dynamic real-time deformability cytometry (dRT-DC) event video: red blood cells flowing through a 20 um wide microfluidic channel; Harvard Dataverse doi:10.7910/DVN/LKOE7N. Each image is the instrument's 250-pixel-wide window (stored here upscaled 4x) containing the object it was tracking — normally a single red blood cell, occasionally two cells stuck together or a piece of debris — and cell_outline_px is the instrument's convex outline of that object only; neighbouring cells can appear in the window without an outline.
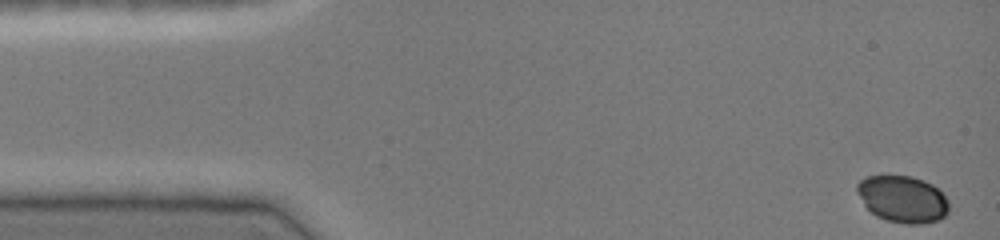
{"species": "common noctule bat (a hibernating species)", "species_latin": "Nyctalus noctula", "temperature_condition": "cold", "stored_images_in_passage": 44, "camera_frame_rate_fps": 3000, "um_per_image_px": 0.085, "animal": {"sex": "female", "body_mass_g": 19.0, "forearm_length_mm": 51.5}, "frame": {"image": 1, "passage_image": 1, "time_ms": 0.0, "image_size_px": [1000, 240], "cell_outline_px": [[948, 212], [940, 220], [924, 224], [904, 224], [888, 220], [876, 216], [864, 204], [856, 188], [856, 184], [860, 180], [868, 176], [912, 176], [924, 180], [932, 184], [948, 200]], "centroid_in_image_um": [76.74, 16.93], "position_along_channel_um": 8.3, "area_um2": 24.97}}
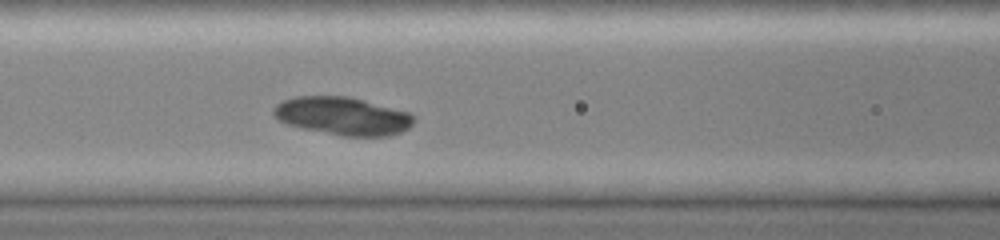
{"frame": {"image": 2, "passage_image": 19, "time_ms": 6.0, "image_size_px": [1000, 240], "cell_outline_px": [[416, 116], [412, 124], [408, 128], [400, 132], [388, 136], [340, 136], [304, 128], [288, 124], [280, 120], [272, 112], [272, 108], [276, 104], [284, 100], [296, 96], [348, 96], [408, 112]], "centroid_in_image_um": [29.13, 9.86], "position_along_channel_um": 137.5, "area_um2": 30.87}}
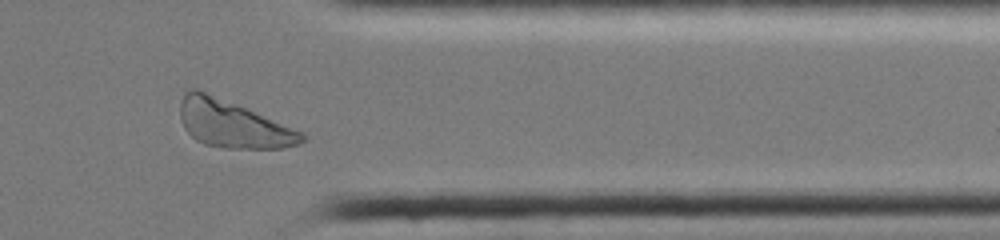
{"frame": {"image": 3, "passage_image": 38, "time_ms": 12.333, "image_size_px": [1000, 240], "cell_outline_px": [[308, 136], [300, 144], [284, 148], [224, 148], [204, 144], [196, 140], [184, 128], [180, 116], [180, 104], [184, 92], [192, 88], [196, 88], [236, 104], [300, 132]], "centroid_in_image_um": [19.74, 10.55], "position_along_channel_um": 391.7, "area_um2": 32.95}}